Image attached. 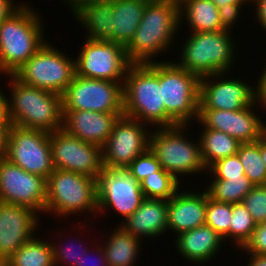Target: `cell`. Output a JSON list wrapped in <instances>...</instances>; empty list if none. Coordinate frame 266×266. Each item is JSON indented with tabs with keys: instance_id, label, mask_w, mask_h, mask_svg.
<instances>
[{
	"instance_id": "obj_51",
	"label": "cell",
	"mask_w": 266,
	"mask_h": 266,
	"mask_svg": "<svg viewBox=\"0 0 266 266\" xmlns=\"http://www.w3.org/2000/svg\"><path fill=\"white\" fill-rule=\"evenodd\" d=\"M0 266H8L5 262L0 263Z\"/></svg>"
},
{
	"instance_id": "obj_37",
	"label": "cell",
	"mask_w": 266,
	"mask_h": 266,
	"mask_svg": "<svg viewBox=\"0 0 266 266\" xmlns=\"http://www.w3.org/2000/svg\"><path fill=\"white\" fill-rule=\"evenodd\" d=\"M207 172L212 174L213 179H228V177L245 175L244 167L237 154L216 161L207 169Z\"/></svg>"
},
{
	"instance_id": "obj_20",
	"label": "cell",
	"mask_w": 266,
	"mask_h": 266,
	"mask_svg": "<svg viewBox=\"0 0 266 266\" xmlns=\"http://www.w3.org/2000/svg\"><path fill=\"white\" fill-rule=\"evenodd\" d=\"M124 113H103L90 110L63 111L62 129L80 140L103 147L113 126Z\"/></svg>"
},
{
	"instance_id": "obj_30",
	"label": "cell",
	"mask_w": 266,
	"mask_h": 266,
	"mask_svg": "<svg viewBox=\"0 0 266 266\" xmlns=\"http://www.w3.org/2000/svg\"><path fill=\"white\" fill-rule=\"evenodd\" d=\"M206 187L210 199L228 204L240 203L254 184L245 176L228 177V179H212Z\"/></svg>"
},
{
	"instance_id": "obj_17",
	"label": "cell",
	"mask_w": 266,
	"mask_h": 266,
	"mask_svg": "<svg viewBox=\"0 0 266 266\" xmlns=\"http://www.w3.org/2000/svg\"><path fill=\"white\" fill-rule=\"evenodd\" d=\"M47 180L0 159V196L3 203L26 206L45 214Z\"/></svg>"
},
{
	"instance_id": "obj_40",
	"label": "cell",
	"mask_w": 266,
	"mask_h": 266,
	"mask_svg": "<svg viewBox=\"0 0 266 266\" xmlns=\"http://www.w3.org/2000/svg\"><path fill=\"white\" fill-rule=\"evenodd\" d=\"M244 4H226L218 8L219 17L221 20L222 28L224 30L230 31L237 21L238 17L241 15V8ZM233 26V27H232Z\"/></svg>"
},
{
	"instance_id": "obj_25",
	"label": "cell",
	"mask_w": 266,
	"mask_h": 266,
	"mask_svg": "<svg viewBox=\"0 0 266 266\" xmlns=\"http://www.w3.org/2000/svg\"><path fill=\"white\" fill-rule=\"evenodd\" d=\"M149 0H113L112 42L126 47L132 40Z\"/></svg>"
},
{
	"instance_id": "obj_9",
	"label": "cell",
	"mask_w": 266,
	"mask_h": 266,
	"mask_svg": "<svg viewBox=\"0 0 266 266\" xmlns=\"http://www.w3.org/2000/svg\"><path fill=\"white\" fill-rule=\"evenodd\" d=\"M46 41L14 76L22 83L62 95L75 74V59Z\"/></svg>"
},
{
	"instance_id": "obj_42",
	"label": "cell",
	"mask_w": 266,
	"mask_h": 266,
	"mask_svg": "<svg viewBox=\"0 0 266 266\" xmlns=\"http://www.w3.org/2000/svg\"><path fill=\"white\" fill-rule=\"evenodd\" d=\"M0 88V128L11 127L12 121L9 114L8 95H5Z\"/></svg>"
},
{
	"instance_id": "obj_10",
	"label": "cell",
	"mask_w": 266,
	"mask_h": 266,
	"mask_svg": "<svg viewBox=\"0 0 266 266\" xmlns=\"http://www.w3.org/2000/svg\"><path fill=\"white\" fill-rule=\"evenodd\" d=\"M123 84L75 74L62 94L63 111L124 113Z\"/></svg>"
},
{
	"instance_id": "obj_29",
	"label": "cell",
	"mask_w": 266,
	"mask_h": 266,
	"mask_svg": "<svg viewBox=\"0 0 266 266\" xmlns=\"http://www.w3.org/2000/svg\"><path fill=\"white\" fill-rule=\"evenodd\" d=\"M5 263L8 266H54L51 241L38 239L34 236Z\"/></svg>"
},
{
	"instance_id": "obj_35",
	"label": "cell",
	"mask_w": 266,
	"mask_h": 266,
	"mask_svg": "<svg viewBox=\"0 0 266 266\" xmlns=\"http://www.w3.org/2000/svg\"><path fill=\"white\" fill-rule=\"evenodd\" d=\"M68 241H71V240H68ZM77 242H78V240L76 242H72V245L70 242V244H69L70 247L69 246H63L62 247L61 244H59V243L57 244L55 242L52 243V241H51V245H52V249H53L54 266H62V265L63 266H66V265L79 266V262H80L82 256L84 255V253L87 251V249H89L93 246H91V245H90V247L85 246L84 244H82L83 241H81V243H78V244H77ZM73 243H75L76 246ZM77 245H81V246L78 248ZM83 245H84V247H83ZM75 247H77V248H75ZM81 247H83V248H81Z\"/></svg>"
},
{
	"instance_id": "obj_3",
	"label": "cell",
	"mask_w": 266,
	"mask_h": 266,
	"mask_svg": "<svg viewBox=\"0 0 266 266\" xmlns=\"http://www.w3.org/2000/svg\"><path fill=\"white\" fill-rule=\"evenodd\" d=\"M9 114L13 125L53 133L62 129V95L22 83L7 75Z\"/></svg>"
},
{
	"instance_id": "obj_44",
	"label": "cell",
	"mask_w": 266,
	"mask_h": 266,
	"mask_svg": "<svg viewBox=\"0 0 266 266\" xmlns=\"http://www.w3.org/2000/svg\"><path fill=\"white\" fill-rule=\"evenodd\" d=\"M14 0H0V23L16 11L21 4H15Z\"/></svg>"
},
{
	"instance_id": "obj_50",
	"label": "cell",
	"mask_w": 266,
	"mask_h": 266,
	"mask_svg": "<svg viewBox=\"0 0 266 266\" xmlns=\"http://www.w3.org/2000/svg\"><path fill=\"white\" fill-rule=\"evenodd\" d=\"M171 1H174L175 3H177V4H180L182 1H184V0H171Z\"/></svg>"
},
{
	"instance_id": "obj_5",
	"label": "cell",
	"mask_w": 266,
	"mask_h": 266,
	"mask_svg": "<svg viewBox=\"0 0 266 266\" xmlns=\"http://www.w3.org/2000/svg\"><path fill=\"white\" fill-rule=\"evenodd\" d=\"M229 32H190L182 43L176 63L199 77L222 72L231 74L237 50L234 37Z\"/></svg>"
},
{
	"instance_id": "obj_46",
	"label": "cell",
	"mask_w": 266,
	"mask_h": 266,
	"mask_svg": "<svg viewBox=\"0 0 266 266\" xmlns=\"http://www.w3.org/2000/svg\"><path fill=\"white\" fill-rule=\"evenodd\" d=\"M10 128H0V159L6 158Z\"/></svg>"
},
{
	"instance_id": "obj_18",
	"label": "cell",
	"mask_w": 266,
	"mask_h": 266,
	"mask_svg": "<svg viewBox=\"0 0 266 266\" xmlns=\"http://www.w3.org/2000/svg\"><path fill=\"white\" fill-rule=\"evenodd\" d=\"M255 106L264 109L259 101L238 111L198 109L197 122L203 128L222 131L240 143L256 142L264 136L266 122L253 110Z\"/></svg>"
},
{
	"instance_id": "obj_43",
	"label": "cell",
	"mask_w": 266,
	"mask_h": 266,
	"mask_svg": "<svg viewBox=\"0 0 266 266\" xmlns=\"http://www.w3.org/2000/svg\"><path fill=\"white\" fill-rule=\"evenodd\" d=\"M251 4L256 7L255 18L258 25L266 31V0H251Z\"/></svg>"
},
{
	"instance_id": "obj_26",
	"label": "cell",
	"mask_w": 266,
	"mask_h": 266,
	"mask_svg": "<svg viewBox=\"0 0 266 266\" xmlns=\"http://www.w3.org/2000/svg\"><path fill=\"white\" fill-rule=\"evenodd\" d=\"M183 17V18H182ZM185 17V18H184ZM190 32H214L224 30L218 8L211 0H184L179 4V24L183 20Z\"/></svg>"
},
{
	"instance_id": "obj_14",
	"label": "cell",
	"mask_w": 266,
	"mask_h": 266,
	"mask_svg": "<svg viewBox=\"0 0 266 266\" xmlns=\"http://www.w3.org/2000/svg\"><path fill=\"white\" fill-rule=\"evenodd\" d=\"M147 124L121 116L115 122L113 130L102 147L103 167L127 168L139 155L149 149L151 131Z\"/></svg>"
},
{
	"instance_id": "obj_45",
	"label": "cell",
	"mask_w": 266,
	"mask_h": 266,
	"mask_svg": "<svg viewBox=\"0 0 266 266\" xmlns=\"http://www.w3.org/2000/svg\"><path fill=\"white\" fill-rule=\"evenodd\" d=\"M263 69L261 76L257 77L258 101L266 109V65Z\"/></svg>"
},
{
	"instance_id": "obj_1",
	"label": "cell",
	"mask_w": 266,
	"mask_h": 266,
	"mask_svg": "<svg viewBox=\"0 0 266 266\" xmlns=\"http://www.w3.org/2000/svg\"><path fill=\"white\" fill-rule=\"evenodd\" d=\"M179 27V4L171 0H149L136 33L125 47L129 61L132 64L158 61L154 58L176 43Z\"/></svg>"
},
{
	"instance_id": "obj_28",
	"label": "cell",
	"mask_w": 266,
	"mask_h": 266,
	"mask_svg": "<svg viewBox=\"0 0 266 266\" xmlns=\"http://www.w3.org/2000/svg\"><path fill=\"white\" fill-rule=\"evenodd\" d=\"M202 131L199 133L200 149L207 169L216 161L238 152L241 143L232 136L209 128H202Z\"/></svg>"
},
{
	"instance_id": "obj_11",
	"label": "cell",
	"mask_w": 266,
	"mask_h": 266,
	"mask_svg": "<svg viewBox=\"0 0 266 266\" xmlns=\"http://www.w3.org/2000/svg\"><path fill=\"white\" fill-rule=\"evenodd\" d=\"M75 59L76 75L99 80L124 82L132 64L125 47L117 42L85 38Z\"/></svg>"
},
{
	"instance_id": "obj_21",
	"label": "cell",
	"mask_w": 266,
	"mask_h": 266,
	"mask_svg": "<svg viewBox=\"0 0 266 266\" xmlns=\"http://www.w3.org/2000/svg\"><path fill=\"white\" fill-rule=\"evenodd\" d=\"M168 200V232L177 235L204 225L206 221V191L182 190Z\"/></svg>"
},
{
	"instance_id": "obj_6",
	"label": "cell",
	"mask_w": 266,
	"mask_h": 266,
	"mask_svg": "<svg viewBox=\"0 0 266 266\" xmlns=\"http://www.w3.org/2000/svg\"><path fill=\"white\" fill-rule=\"evenodd\" d=\"M46 187L45 213L64 218L79 213L97 215V178L54 168Z\"/></svg>"
},
{
	"instance_id": "obj_48",
	"label": "cell",
	"mask_w": 266,
	"mask_h": 266,
	"mask_svg": "<svg viewBox=\"0 0 266 266\" xmlns=\"http://www.w3.org/2000/svg\"><path fill=\"white\" fill-rule=\"evenodd\" d=\"M217 8H220L226 4H248L251 0H211Z\"/></svg>"
},
{
	"instance_id": "obj_24",
	"label": "cell",
	"mask_w": 266,
	"mask_h": 266,
	"mask_svg": "<svg viewBox=\"0 0 266 266\" xmlns=\"http://www.w3.org/2000/svg\"><path fill=\"white\" fill-rule=\"evenodd\" d=\"M175 236L174 246L180 257L194 265L208 263L213 257L216 259V254L225 244L223 237L206 224Z\"/></svg>"
},
{
	"instance_id": "obj_34",
	"label": "cell",
	"mask_w": 266,
	"mask_h": 266,
	"mask_svg": "<svg viewBox=\"0 0 266 266\" xmlns=\"http://www.w3.org/2000/svg\"><path fill=\"white\" fill-rule=\"evenodd\" d=\"M232 217V204L210 199L206 192V221L205 224L223 237L229 239V228Z\"/></svg>"
},
{
	"instance_id": "obj_13",
	"label": "cell",
	"mask_w": 266,
	"mask_h": 266,
	"mask_svg": "<svg viewBox=\"0 0 266 266\" xmlns=\"http://www.w3.org/2000/svg\"><path fill=\"white\" fill-rule=\"evenodd\" d=\"M145 199L138 182L127 168L103 167L97 177L99 215L112 209L125 220L140 207Z\"/></svg>"
},
{
	"instance_id": "obj_38",
	"label": "cell",
	"mask_w": 266,
	"mask_h": 266,
	"mask_svg": "<svg viewBox=\"0 0 266 266\" xmlns=\"http://www.w3.org/2000/svg\"><path fill=\"white\" fill-rule=\"evenodd\" d=\"M160 168V163L150 149L135 158L127 167L138 182H141L145 177L150 176Z\"/></svg>"
},
{
	"instance_id": "obj_8",
	"label": "cell",
	"mask_w": 266,
	"mask_h": 266,
	"mask_svg": "<svg viewBox=\"0 0 266 266\" xmlns=\"http://www.w3.org/2000/svg\"><path fill=\"white\" fill-rule=\"evenodd\" d=\"M159 60V82L166 111V127L189 125L198 117L200 77L175 61Z\"/></svg>"
},
{
	"instance_id": "obj_41",
	"label": "cell",
	"mask_w": 266,
	"mask_h": 266,
	"mask_svg": "<svg viewBox=\"0 0 266 266\" xmlns=\"http://www.w3.org/2000/svg\"><path fill=\"white\" fill-rule=\"evenodd\" d=\"M91 249H93V250H90V248L84 253V255L82 256V258H81V260H80V262H79V266H92V264H94V262H95V264H94V266H108V264H107V261H106V256H105V252H104V250H103V248H102V246L100 245V244H98V246H96V249H95V246H94V248H91ZM89 251V252H88ZM92 251H94L95 253H97L96 255H98L97 256V258L96 259H94L95 261H92L91 259L93 258L92 256H91V254H93L94 252H92ZM91 252V253H90ZM92 257V258H90V257ZM89 260H90V264L91 265H89ZM98 262H97V261Z\"/></svg>"
},
{
	"instance_id": "obj_15",
	"label": "cell",
	"mask_w": 266,
	"mask_h": 266,
	"mask_svg": "<svg viewBox=\"0 0 266 266\" xmlns=\"http://www.w3.org/2000/svg\"><path fill=\"white\" fill-rule=\"evenodd\" d=\"M227 75L222 72L200 77L199 109L238 111L256 104L257 85L252 88L241 77L225 78Z\"/></svg>"
},
{
	"instance_id": "obj_49",
	"label": "cell",
	"mask_w": 266,
	"mask_h": 266,
	"mask_svg": "<svg viewBox=\"0 0 266 266\" xmlns=\"http://www.w3.org/2000/svg\"><path fill=\"white\" fill-rule=\"evenodd\" d=\"M261 157L266 166V138L264 136L261 138Z\"/></svg>"
},
{
	"instance_id": "obj_52",
	"label": "cell",
	"mask_w": 266,
	"mask_h": 266,
	"mask_svg": "<svg viewBox=\"0 0 266 266\" xmlns=\"http://www.w3.org/2000/svg\"><path fill=\"white\" fill-rule=\"evenodd\" d=\"M264 137L266 138V126H265V129H264Z\"/></svg>"
},
{
	"instance_id": "obj_16",
	"label": "cell",
	"mask_w": 266,
	"mask_h": 266,
	"mask_svg": "<svg viewBox=\"0 0 266 266\" xmlns=\"http://www.w3.org/2000/svg\"><path fill=\"white\" fill-rule=\"evenodd\" d=\"M54 168L97 178L103 168L102 148L74 137L63 129L49 135Z\"/></svg>"
},
{
	"instance_id": "obj_12",
	"label": "cell",
	"mask_w": 266,
	"mask_h": 266,
	"mask_svg": "<svg viewBox=\"0 0 266 266\" xmlns=\"http://www.w3.org/2000/svg\"><path fill=\"white\" fill-rule=\"evenodd\" d=\"M49 135L45 131L12 125L5 159L47 180L54 171Z\"/></svg>"
},
{
	"instance_id": "obj_36",
	"label": "cell",
	"mask_w": 266,
	"mask_h": 266,
	"mask_svg": "<svg viewBox=\"0 0 266 266\" xmlns=\"http://www.w3.org/2000/svg\"><path fill=\"white\" fill-rule=\"evenodd\" d=\"M242 203L256 224L266 222V185L254 186Z\"/></svg>"
},
{
	"instance_id": "obj_33",
	"label": "cell",
	"mask_w": 266,
	"mask_h": 266,
	"mask_svg": "<svg viewBox=\"0 0 266 266\" xmlns=\"http://www.w3.org/2000/svg\"><path fill=\"white\" fill-rule=\"evenodd\" d=\"M256 226V222L242 202L232 204L229 240L236 244L238 250L251 238Z\"/></svg>"
},
{
	"instance_id": "obj_4",
	"label": "cell",
	"mask_w": 266,
	"mask_h": 266,
	"mask_svg": "<svg viewBox=\"0 0 266 266\" xmlns=\"http://www.w3.org/2000/svg\"><path fill=\"white\" fill-rule=\"evenodd\" d=\"M124 116L151 127H166V111L159 82V61L131 64L123 84Z\"/></svg>"
},
{
	"instance_id": "obj_27",
	"label": "cell",
	"mask_w": 266,
	"mask_h": 266,
	"mask_svg": "<svg viewBox=\"0 0 266 266\" xmlns=\"http://www.w3.org/2000/svg\"><path fill=\"white\" fill-rule=\"evenodd\" d=\"M113 231L101 245L108 266H134L141 252L142 240L126 232L119 224Z\"/></svg>"
},
{
	"instance_id": "obj_47",
	"label": "cell",
	"mask_w": 266,
	"mask_h": 266,
	"mask_svg": "<svg viewBox=\"0 0 266 266\" xmlns=\"http://www.w3.org/2000/svg\"><path fill=\"white\" fill-rule=\"evenodd\" d=\"M247 254L249 255L247 266H266V255Z\"/></svg>"
},
{
	"instance_id": "obj_2",
	"label": "cell",
	"mask_w": 266,
	"mask_h": 266,
	"mask_svg": "<svg viewBox=\"0 0 266 266\" xmlns=\"http://www.w3.org/2000/svg\"><path fill=\"white\" fill-rule=\"evenodd\" d=\"M33 9L27 3H22L0 23L2 75H14L46 42L42 16Z\"/></svg>"
},
{
	"instance_id": "obj_23",
	"label": "cell",
	"mask_w": 266,
	"mask_h": 266,
	"mask_svg": "<svg viewBox=\"0 0 266 266\" xmlns=\"http://www.w3.org/2000/svg\"><path fill=\"white\" fill-rule=\"evenodd\" d=\"M167 214L168 201L145 198L140 207L119 226L141 240L143 237L152 240L168 232Z\"/></svg>"
},
{
	"instance_id": "obj_22",
	"label": "cell",
	"mask_w": 266,
	"mask_h": 266,
	"mask_svg": "<svg viewBox=\"0 0 266 266\" xmlns=\"http://www.w3.org/2000/svg\"><path fill=\"white\" fill-rule=\"evenodd\" d=\"M88 39L112 41L113 0H67Z\"/></svg>"
},
{
	"instance_id": "obj_32",
	"label": "cell",
	"mask_w": 266,
	"mask_h": 266,
	"mask_svg": "<svg viewBox=\"0 0 266 266\" xmlns=\"http://www.w3.org/2000/svg\"><path fill=\"white\" fill-rule=\"evenodd\" d=\"M180 185L182 184L177 179L162 168L140 182L145 198L165 201H168L180 189Z\"/></svg>"
},
{
	"instance_id": "obj_7",
	"label": "cell",
	"mask_w": 266,
	"mask_h": 266,
	"mask_svg": "<svg viewBox=\"0 0 266 266\" xmlns=\"http://www.w3.org/2000/svg\"><path fill=\"white\" fill-rule=\"evenodd\" d=\"M188 125L157 127L151 130L149 149L160 166L180 183L183 175H195L207 171L203 163L199 137L197 141L186 138ZM193 140V141H192ZM196 142V143H195ZM182 174V175H181Z\"/></svg>"
},
{
	"instance_id": "obj_39",
	"label": "cell",
	"mask_w": 266,
	"mask_h": 266,
	"mask_svg": "<svg viewBox=\"0 0 266 266\" xmlns=\"http://www.w3.org/2000/svg\"><path fill=\"white\" fill-rule=\"evenodd\" d=\"M241 250L257 255H266V222L257 224L251 238Z\"/></svg>"
},
{
	"instance_id": "obj_19",
	"label": "cell",
	"mask_w": 266,
	"mask_h": 266,
	"mask_svg": "<svg viewBox=\"0 0 266 266\" xmlns=\"http://www.w3.org/2000/svg\"><path fill=\"white\" fill-rule=\"evenodd\" d=\"M38 216L35 210L26 206L0 205V263L7 261L23 244L36 236L40 223Z\"/></svg>"
},
{
	"instance_id": "obj_31",
	"label": "cell",
	"mask_w": 266,
	"mask_h": 266,
	"mask_svg": "<svg viewBox=\"0 0 266 266\" xmlns=\"http://www.w3.org/2000/svg\"><path fill=\"white\" fill-rule=\"evenodd\" d=\"M245 176L254 184L266 185V166L261 157V139L252 143H241L236 153Z\"/></svg>"
}]
</instances>
